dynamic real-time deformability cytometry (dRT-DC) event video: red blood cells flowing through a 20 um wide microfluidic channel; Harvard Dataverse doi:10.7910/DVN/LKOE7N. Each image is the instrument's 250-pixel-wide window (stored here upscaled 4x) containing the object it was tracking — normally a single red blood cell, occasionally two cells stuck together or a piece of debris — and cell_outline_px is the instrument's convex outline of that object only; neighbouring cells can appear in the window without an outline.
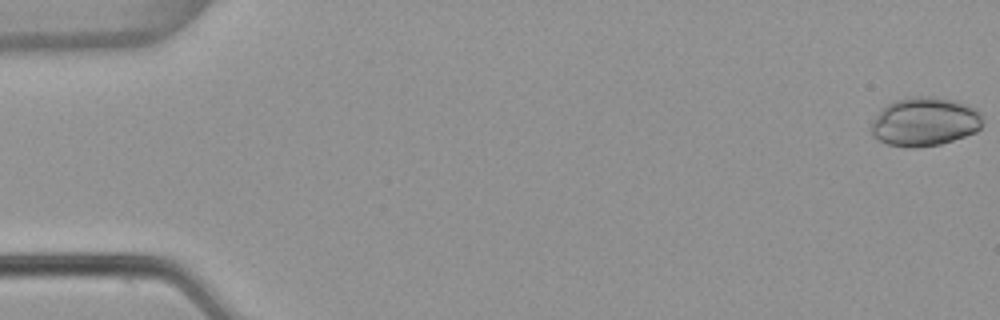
{"species": "common noctule bat (a hibernating species)", "species_latin": "Nyctalus noctula", "temperature_condition": "warm", "stored_images_in_passage": 54, "camera_frame_rate_fps": 3000, "um_per_image_px": 0.085, "animal": {"sex": "female", "body_mass_g": 22.7, "forearm_length_mm": 54.2}, "frame": {"image": 1, "passage_image": 1, "time_ms": 0.0, "image_size_px": [1000, 320], "cell_outline_px": [[984, 116], [980, 128], [976, 132], [940, 144], [916, 148], [908, 148], [888, 144], [872, 136], [868, 128], [872, 120], [880, 108], [896, 100], [908, 96], [932, 96], [956, 100], [968, 104], [976, 108]], "centroid_in_image_um": [78.58, 10.33], "position_along_channel_um": 6.4, "area_um2": 32.37}}
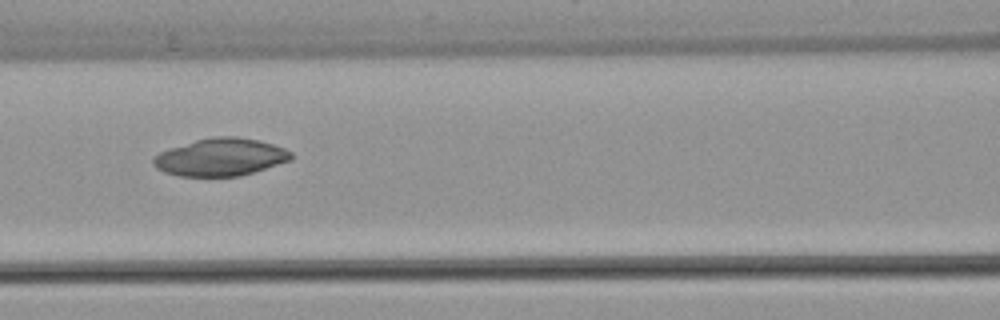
{"frame": {"image": 2, "passage_image": 24, "time_ms": 7.667, "image_size_px": [1000, 320], "cell_outline_px": [[292, 160], [240, 176], [180, 176], [164, 172], [156, 168], [152, 164], [152, 156], [168, 148], [196, 140], [216, 136], [236, 136], [260, 140], [284, 148], [292, 152]], "centroid_in_image_um": [18.73, 13.35], "position_along_channel_um": 147.9, "area_um2": 30.29}}
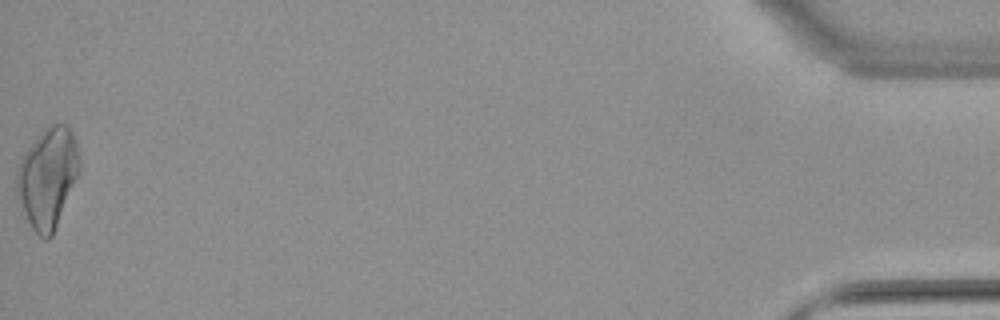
{"frame": {"image": 3, "passage_image": 54, "time_ms": 17.667, "image_size_px": [1000, 320], "cell_outline_px": [[80, 168], [52, 236], [48, 240], [44, 240], [32, 228], [24, 212], [16, 192], [16, 172], [20, 160], [24, 152], [40, 132], [48, 124], [68, 124], [72, 132], [76, 144], [80, 164]], "centroid_in_image_um": [4.03, 15.07], "position_along_channel_um": 431.2, "area_um2": 36.18}}